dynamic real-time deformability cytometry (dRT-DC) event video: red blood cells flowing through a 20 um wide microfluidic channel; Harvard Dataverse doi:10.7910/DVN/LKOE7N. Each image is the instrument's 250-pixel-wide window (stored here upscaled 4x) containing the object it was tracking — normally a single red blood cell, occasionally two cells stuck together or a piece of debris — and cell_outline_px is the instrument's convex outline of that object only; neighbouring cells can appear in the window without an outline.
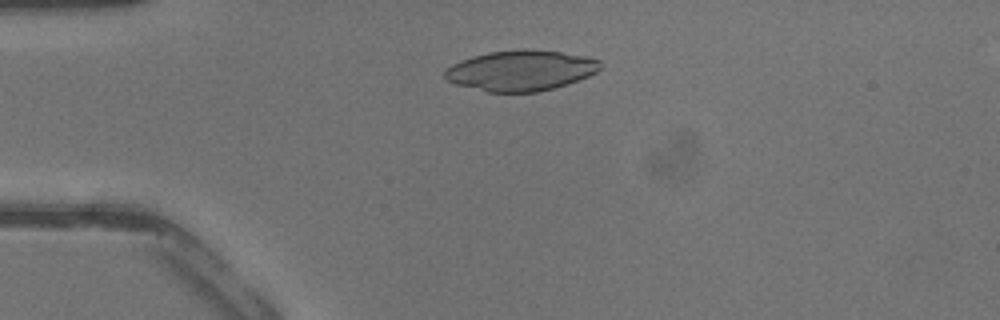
{"species": "common noctule bat (a hibernating species)", "species_latin": "Nyctalus noctula", "temperature_condition": "warm", "stored_images_in_passage": 41, "camera_frame_rate_fps": 3000, "um_per_image_px": 0.085, "animal": {"sex": "male", "body_mass_g": 13.3}, "frame": {"image": 1, "passage_image": 10, "time_ms": 3.0, "image_size_px": [1000, 320], "cell_outline_px": [[600, 68], [596, 72], [580, 80], [568, 84], [536, 92], [488, 92], [456, 84], [448, 80], [444, 76], [444, 72], [452, 64], [460, 60], [472, 56], [488, 52], [524, 48], [560, 52], [588, 56], [600, 60]], "centroid_in_image_um": [44.28, 5.98], "position_along_channel_um": 40.7, "area_um2": 36.76}}
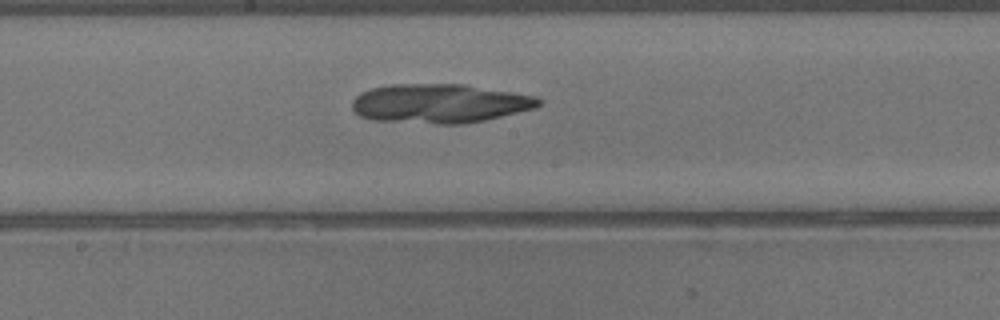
{"frame": {"image": 2, "passage_image": 22, "time_ms": 7.0, "image_size_px": [1000, 320], "cell_outline_px": [[544, 104], [536, 108], [484, 120], [464, 124], [436, 124], [372, 120], [360, 116], [352, 108], [352, 100], [360, 92], [372, 88], [392, 84], [464, 84], [536, 96], [544, 100]], "centroid_in_image_um": [37.39, 8.8], "position_along_channel_um": 210.8, "area_um2": 42.83}}
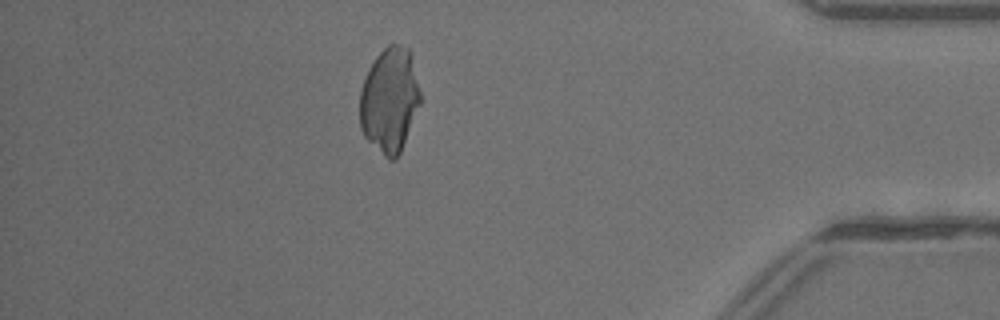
{"frame": {"image": 3, "passage_image": 36, "time_ms": 11.667, "image_size_px": [1000, 320], "cell_outline_px": [[420, 104], [400, 152], [396, 160], [388, 160], [364, 136], [360, 128], [360, 92], [368, 68], [376, 56], [388, 44], [400, 44], [408, 48], [412, 52], [420, 92]], "centroid_in_image_um": [33.12, 8.48], "position_along_channel_um": 402.1, "area_um2": 37.11}}